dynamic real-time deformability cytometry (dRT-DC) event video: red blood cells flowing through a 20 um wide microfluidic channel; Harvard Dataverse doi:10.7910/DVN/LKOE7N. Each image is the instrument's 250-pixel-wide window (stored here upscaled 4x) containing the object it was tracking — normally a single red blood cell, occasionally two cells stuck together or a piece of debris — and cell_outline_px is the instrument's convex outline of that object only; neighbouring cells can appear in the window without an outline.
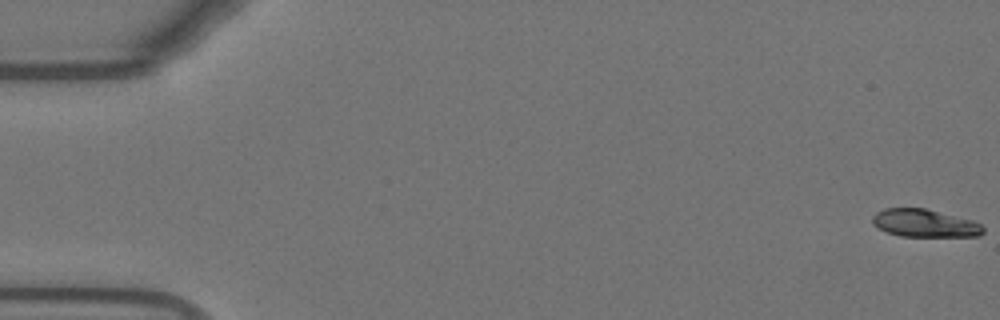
{"species": "Egyptian fruit bat (a non-hibernating species)", "species_latin": "Rousettus aegyptiacus", "temperature_condition": "warm", "stored_images_in_passage": 55, "camera_frame_rate_fps": 3000, "um_per_image_px": 0.085, "animal": {"sex": "female"}, "frame": {"image": 1, "passage_image": 1, "time_ms": 0.0, "image_size_px": [1000, 320], "cell_outline_px": [[984, 232], [980, 236], [900, 236], [888, 232], [872, 224], [872, 216], [876, 212], [884, 208], [924, 208], [972, 220], [980, 224], [984, 228]], "centroid_in_image_um": [78.59, 18.97], "position_along_channel_um": 6.4, "area_um2": 17.8}}
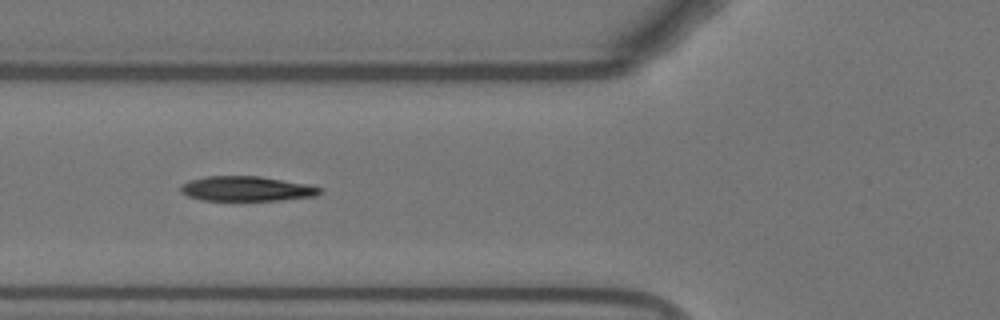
{"frame": {"image": 2, "passage_image": 21, "time_ms": 6.667, "image_size_px": [1000, 320], "cell_outline_px": [[320, 192], [316, 196], [280, 200], [204, 200], [188, 196], [180, 192], [180, 188], [184, 184], [192, 180], [208, 176], [260, 176], [312, 184], [320, 188]], "centroid_in_image_um": [21.01, 16.03], "position_along_channel_um": 104.8, "area_um2": 20.06}}
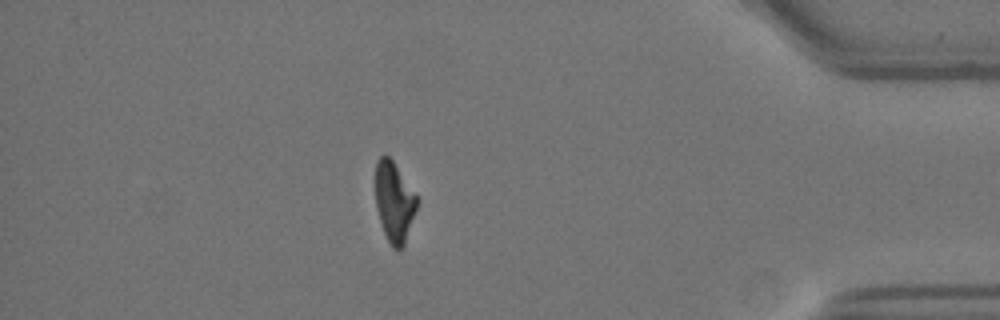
{"frame": {"image": 3, "passage_image": 48, "time_ms": 15.667, "image_size_px": [1000, 320], "cell_outline_px": [[416, 208], [404, 244], [400, 248], [392, 248], [384, 232], [376, 208], [376, 160], [380, 156], [388, 156], [392, 160], [416, 196]], "centroid_in_image_um": [33.47, 17.15], "position_along_channel_um": 401.7, "area_um2": 18.61}, "authors_computed_cell_mechanics": {"area_um2": 20.3456, "velocity_mm_per_s": 3.7584, "shape_relaxation_time_tau1_ms": 3.75, "shape_relaxation_time_tau2_ms": 3.4726, "deformation_change_tau1": 0.1791, "deformation_change_tau2": 0.0855}}